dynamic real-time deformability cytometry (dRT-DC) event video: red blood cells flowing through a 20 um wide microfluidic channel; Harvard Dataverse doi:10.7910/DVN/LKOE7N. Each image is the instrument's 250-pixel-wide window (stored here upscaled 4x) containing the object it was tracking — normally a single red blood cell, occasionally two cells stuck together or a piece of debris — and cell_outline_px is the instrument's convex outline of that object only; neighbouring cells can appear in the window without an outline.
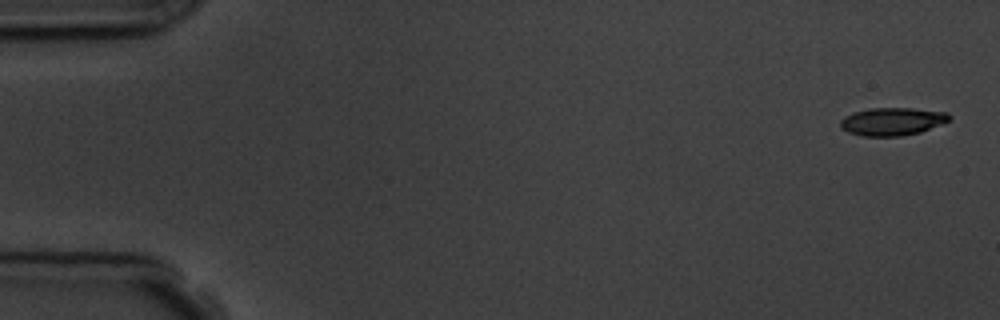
{"species": "common noctule bat (a hibernating species)", "species_latin": "Nyctalus noctula", "temperature_condition": "room temperature", "stored_images_in_passage": 5, "camera_frame_rate_fps": 3000, "um_per_image_px": 0.085, "animal": {"sex": "male", "body_mass_g": 19.5, "forearm_length_mm": 54.6}, "frame": {"image": 1, "passage_image": 1, "time_ms": 0.0, "image_size_px": [1000, 320], "cell_outline_px": [[952, 116], [944, 124], [920, 132], [900, 136], [864, 136], [848, 132], [840, 128], [840, 120], [844, 116], [868, 108], [912, 108], [948, 112]], "centroid_in_image_um": [75.86, 10.32], "position_along_channel_um": 9.1, "area_um2": 17.8}}
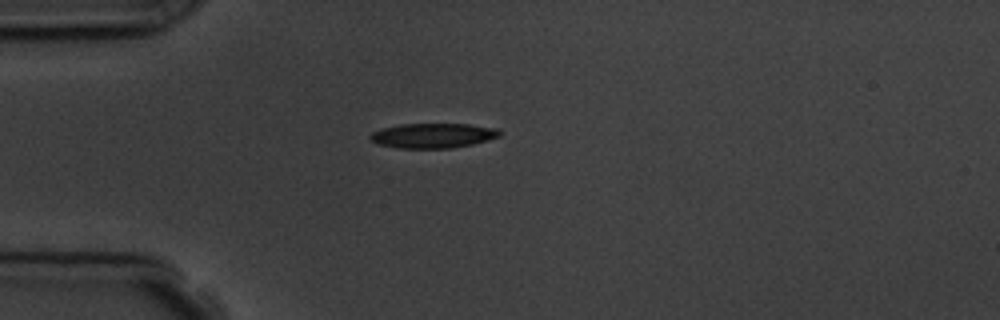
{"frame": {"image": 2, "passage_image": 4, "time_ms": 4.333, "image_size_px": [1000, 320], "cell_outline_px": [[500, 136], [488, 140], [472, 144], [452, 148], [396, 148], [376, 144], [368, 136], [372, 132], [380, 128], [400, 124], [468, 124], [496, 128], [500, 132]], "centroid_in_image_um": [36.75, 11.52], "position_along_channel_um": 48.2, "area_um2": 18.79}}